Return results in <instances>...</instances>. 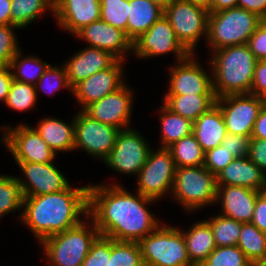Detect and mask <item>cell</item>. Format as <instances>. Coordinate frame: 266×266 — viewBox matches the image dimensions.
<instances>
[{
	"label": "cell",
	"mask_w": 266,
	"mask_h": 266,
	"mask_svg": "<svg viewBox=\"0 0 266 266\" xmlns=\"http://www.w3.org/2000/svg\"><path fill=\"white\" fill-rule=\"evenodd\" d=\"M135 193L118 183L89 185L88 215L100 236L139 242L162 223L148 208L157 200Z\"/></svg>",
	"instance_id": "cell-1"
},
{
	"label": "cell",
	"mask_w": 266,
	"mask_h": 266,
	"mask_svg": "<svg viewBox=\"0 0 266 266\" xmlns=\"http://www.w3.org/2000/svg\"><path fill=\"white\" fill-rule=\"evenodd\" d=\"M89 186H69L60 192L23 198L21 222L40 244L45 238L64 232L87 219Z\"/></svg>",
	"instance_id": "cell-2"
},
{
	"label": "cell",
	"mask_w": 266,
	"mask_h": 266,
	"mask_svg": "<svg viewBox=\"0 0 266 266\" xmlns=\"http://www.w3.org/2000/svg\"><path fill=\"white\" fill-rule=\"evenodd\" d=\"M257 59L247 44L227 46L212 52V71L216 98L230 94H250Z\"/></svg>",
	"instance_id": "cell-3"
},
{
	"label": "cell",
	"mask_w": 266,
	"mask_h": 266,
	"mask_svg": "<svg viewBox=\"0 0 266 266\" xmlns=\"http://www.w3.org/2000/svg\"><path fill=\"white\" fill-rule=\"evenodd\" d=\"M88 218L87 222L82 220L78 225L47 237L40 243L44 256L49 262L46 264L49 266L82 265L92 244L100 236L93 219L89 215Z\"/></svg>",
	"instance_id": "cell-4"
},
{
	"label": "cell",
	"mask_w": 266,
	"mask_h": 266,
	"mask_svg": "<svg viewBox=\"0 0 266 266\" xmlns=\"http://www.w3.org/2000/svg\"><path fill=\"white\" fill-rule=\"evenodd\" d=\"M262 21L256 13L238 7L210 12L205 41L211 53L223 47L247 44Z\"/></svg>",
	"instance_id": "cell-5"
},
{
	"label": "cell",
	"mask_w": 266,
	"mask_h": 266,
	"mask_svg": "<svg viewBox=\"0 0 266 266\" xmlns=\"http://www.w3.org/2000/svg\"><path fill=\"white\" fill-rule=\"evenodd\" d=\"M217 179L204 165L176 168L171 197L186 213L216 205Z\"/></svg>",
	"instance_id": "cell-6"
},
{
	"label": "cell",
	"mask_w": 266,
	"mask_h": 266,
	"mask_svg": "<svg viewBox=\"0 0 266 266\" xmlns=\"http://www.w3.org/2000/svg\"><path fill=\"white\" fill-rule=\"evenodd\" d=\"M162 224L138 242L144 266H194L180 228Z\"/></svg>",
	"instance_id": "cell-7"
},
{
	"label": "cell",
	"mask_w": 266,
	"mask_h": 266,
	"mask_svg": "<svg viewBox=\"0 0 266 266\" xmlns=\"http://www.w3.org/2000/svg\"><path fill=\"white\" fill-rule=\"evenodd\" d=\"M209 14L207 8L187 0H173L164 9L179 42L191 54L196 53L200 38H207Z\"/></svg>",
	"instance_id": "cell-8"
},
{
	"label": "cell",
	"mask_w": 266,
	"mask_h": 266,
	"mask_svg": "<svg viewBox=\"0 0 266 266\" xmlns=\"http://www.w3.org/2000/svg\"><path fill=\"white\" fill-rule=\"evenodd\" d=\"M176 166L167 148L151 149L145 165L137 174L136 191L154 200L172 192Z\"/></svg>",
	"instance_id": "cell-9"
},
{
	"label": "cell",
	"mask_w": 266,
	"mask_h": 266,
	"mask_svg": "<svg viewBox=\"0 0 266 266\" xmlns=\"http://www.w3.org/2000/svg\"><path fill=\"white\" fill-rule=\"evenodd\" d=\"M1 128L4 132L0 145L3 142L16 163H49L56 159V154L33 127L21 123Z\"/></svg>",
	"instance_id": "cell-10"
},
{
	"label": "cell",
	"mask_w": 266,
	"mask_h": 266,
	"mask_svg": "<svg viewBox=\"0 0 266 266\" xmlns=\"http://www.w3.org/2000/svg\"><path fill=\"white\" fill-rule=\"evenodd\" d=\"M151 149L148 140L137 129H122L103 163L120 174L137 176L145 165Z\"/></svg>",
	"instance_id": "cell-11"
},
{
	"label": "cell",
	"mask_w": 266,
	"mask_h": 266,
	"mask_svg": "<svg viewBox=\"0 0 266 266\" xmlns=\"http://www.w3.org/2000/svg\"><path fill=\"white\" fill-rule=\"evenodd\" d=\"M74 129L75 150H84L87 155L99 158L102 162L113 149L120 132L116 127L92 119L83 110L74 116Z\"/></svg>",
	"instance_id": "cell-12"
},
{
	"label": "cell",
	"mask_w": 266,
	"mask_h": 266,
	"mask_svg": "<svg viewBox=\"0 0 266 266\" xmlns=\"http://www.w3.org/2000/svg\"><path fill=\"white\" fill-rule=\"evenodd\" d=\"M266 99L252 94H230L216 99L227 133L251 137Z\"/></svg>",
	"instance_id": "cell-13"
},
{
	"label": "cell",
	"mask_w": 266,
	"mask_h": 266,
	"mask_svg": "<svg viewBox=\"0 0 266 266\" xmlns=\"http://www.w3.org/2000/svg\"><path fill=\"white\" fill-rule=\"evenodd\" d=\"M171 52L177 62L191 54L179 42L175 31L164 15L133 42L132 54L137 58H152Z\"/></svg>",
	"instance_id": "cell-14"
},
{
	"label": "cell",
	"mask_w": 266,
	"mask_h": 266,
	"mask_svg": "<svg viewBox=\"0 0 266 266\" xmlns=\"http://www.w3.org/2000/svg\"><path fill=\"white\" fill-rule=\"evenodd\" d=\"M194 56L195 53L190 54L169 67L170 80L166 95L215 94L212 73L205 71Z\"/></svg>",
	"instance_id": "cell-15"
},
{
	"label": "cell",
	"mask_w": 266,
	"mask_h": 266,
	"mask_svg": "<svg viewBox=\"0 0 266 266\" xmlns=\"http://www.w3.org/2000/svg\"><path fill=\"white\" fill-rule=\"evenodd\" d=\"M16 164H18L25 177V179L23 177H16L20 183L23 197L56 193L70 186V182L55 166L54 162Z\"/></svg>",
	"instance_id": "cell-16"
},
{
	"label": "cell",
	"mask_w": 266,
	"mask_h": 266,
	"mask_svg": "<svg viewBox=\"0 0 266 266\" xmlns=\"http://www.w3.org/2000/svg\"><path fill=\"white\" fill-rule=\"evenodd\" d=\"M125 83L117 91L91 103L83 111L92 119L120 130L130 126L133 108V90Z\"/></svg>",
	"instance_id": "cell-17"
},
{
	"label": "cell",
	"mask_w": 266,
	"mask_h": 266,
	"mask_svg": "<svg viewBox=\"0 0 266 266\" xmlns=\"http://www.w3.org/2000/svg\"><path fill=\"white\" fill-rule=\"evenodd\" d=\"M124 62L117 60L111 67L94 73L72 88V95L82 107L81 110L117 91L125 84Z\"/></svg>",
	"instance_id": "cell-18"
},
{
	"label": "cell",
	"mask_w": 266,
	"mask_h": 266,
	"mask_svg": "<svg viewBox=\"0 0 266 266\" xmlns=\"http://www.w3.org/2000/svg\"><path fill=\"white\" fill-rule=\"evenodd\" d=\"M75 37L84 40L88 46L111 53L121 61H125L130 51L133 52V42L126 33L102 20L85 26Z\"/></svg>",
	"instance_id": "cell-19"
},
{
	"label": "cell",
	"mask_w": 266,
	"mask_h": 266,
	"mask_svg": "<svg viewBox=\"0 0 266 266\" xmlns=\"http://www.w3.org/2000/svg\"><path fill=\"white\" fill-rule=\"evenodd\" d=\"M100 0H54L56 23L74 36L85 26L100 20Z\"/></svg>",
	"instance_id": "cell-20"
},
{
	"label": "cell",
	"mask_w": 266,
	"mask_h": 266,
	"mask_svg": "<svg viewBox=\"0 0 266 266\" xmlns=\"http://www.w3.org/2000/svg\"><path fill=\"white\" fill-rule=\"evenodd\" d=\"M85 47L79 52L77 51L63 64L68 82L72 88L94 73L111 67L118 60L111 53L102 49L91 46Z\"/></svg>",
	"instance_id": "cell-21"
},
{
	"label": "cell",
	"mask_w": 266,
	"mask_h": 266,
	"mask_svg": "<svg viewBox=\"0 0 266 266\" xmlns=\"http://www.w3.org/2000/svg\"><path fill=\"white\" fill-rule=\"evenodd\" d=\"M260 192L241 186H218L215 204L222 206L220 215L242 223L251 222Z\"/></svg>",
	"instance_id": "cell-22"
},
{
	"label": "cell",
	"mask_w": 266,
	"mask_h": 266,
	"mask_svg": "<svg viewBox=\"0 0 266 266\" xmlns=\"http://www.w3.org/2000/svg\"><path fill=\"white\" fill-rule=\"evenodd\" d=\"M216 179L217 186H241L266 191V174L248 156L235 158Z\"/></svg>",
	"instance_id": "cell-23"
},
{
	"label": "cell",
	"mask_w": 266,
	"mask_h": 266,
	"mask_svg": "<svg viewBox=\"0 0 266 266\" xmlns=\"http://www.w3.org/2000/svg\"><path fill=\"white\" fill-rule=\"evenodd\" d=\"M193 134L205 153L222 144L228 133L220 107L217 104L193 122Z\"/></svg>",
	"instance_id": "cell-24"
},
{
	"label": "cell",
	"mask_w": 266,
	"mask_h": 266,
	"mask_svg": "<svg viewBox=\"0 0 266 266\" xmlns=\"http://www.w3.org/2000/svg\"><path fill=\"white\" fill-rule=\"evenodd\" d=\"M33 128L56 155L58 152L75 150L74 118L68 124L63 120L48 116L39 121L37 128Z\"/></svg>",
	"instance_id": "cell-25"
},
{
	"label": "cell",
	"mask_w": 266,
	"mask_h": 266,
	"mask_svg": "<svg viewBox=\"0 0 266 266\" xmlns=\"http://www.w3.org/2000/svg\"><path fill=\"white\" fill-rule=\"evenodd\" d=\"M180 230L191 263L200 266L216 248L210 224L203 219L194 222L187 231Z\"/></svg>",
	"instance_id": "cell-26"
},
{
	"label": "cell",
	"mask_w": 266,
	"mask_h": 266,
	"mask_svg": "<svg viewBox=\"0 0 266 266\" xmlns=\"http://www.w3.org/2000/svg\"><path fill=\"white\" fill-rule=\"evenodd\" d=\"M162 15L164 10L150 0H129L127 37L134 42Z\"/></svg>",
	"instance_id": "cell-27"
},
{
	"label": "cell",
	"mask_w": 266,
	"mask_h": 266,
	"mask_svg": "<svg viewBox=\"0 0 266 266\" xmlns=\"http://www.w3.org/2000/svg\"><path fill=\"white\" fill-rule=\"evenodd\" d=\"M215 94L164 95L163 103L173 112L194 122L216 104Z\"/></svg>",
	"instance_id": "cell-28"
},
{
	"label": "cell",
	"mask_w": 266,
	"mask_h": 266,
	"mask_svg": "<svg viewBox=\"0 0 266 266\" xmlns=\"http://www.w3.org/2000/svg\"><path fill=\"white\" fill-rule=\"evenodd\" d=\"M160 107V148H167L174 142L193 133L192 121L173 112L164 103Z\"/></svg>",
	"instance_id": "cell-29"
},
{
	"label": "cell",
	"mask_w": 266,
	"mask_h": 266,
	"mask_svg": "<svg viewBox=\"0 0 266 266\" xmlns=\"http://www.w3.org/2000/svg\"><path fill=\"white\" fill-rule=\"evenodd\" d=\"M237 246L254 266H259L266 259V233L251 222L242 223Z\"/></svg>",
	"instance_id": "cell-30"
},
{
	"label": "cell",
	"mask_w": 266,
	"mask_h": 266,
	"mask_svg": "<svg viewBox=\"0 0 266 266\" xmlns=\"http://www.w3.org/2000/svg\"><path fill=\"white\" fill-rule=\"evenodd\" d=\"M11 25L26 28L34 20L51 11L54 15V0H11Z\"/></svg>",
	"instance_id": "cell-31"
},
{
	"label": "cell",
	"mask_w": 266,
	"mask_h": 266,
	"mask_svg": "<svg viewBox=\"0 0 266 266\" xmlns=\"http://www.w3.org/2000/svg\"><path fill=\"white\" fill-rule=\"evenodd\" d=\"M167 149L173 157L176 168L204 165L205 152L193 133L174 142Z\"/></svg>",
	"instance_id": "cell-32"
},
{
	"label": "cell",
	"mask_w": 266,
	"mask_h": 266,
	"mask_svg": "<svg viewBox=\"0 0 266 266\" xmlns=\"http://www.w3.org/2000/svg\"><path fill=\"white\" fill-rule=\"evenodd\" d=\"M22 49L12 58L10 68L13 79L31 85H35L43 73L49 67V63L41 61L37 56H22Z\"/></svg>",
	"instance_id": "cell-33"
},
{
	"label": "cell",
	"mask_w": 266,
	"mask_h": 266,
	"mask_svg": "<svg viewBox=\"0 0 266 266\" xmlns=\"http://www.w3.org/2000/svg\"><path fill=\"white\" fill-rule=\"evenodd\" d=\"M210 224L216 247L237 245L242 222L220 214L206 219Z\"/></svg>",
	"instance_id": "cell-34"
},
{
	"label": "cell",
	"mask_w": 266,
	"mask_h": 266,
	"mask_svg": "<svg viewBox=\"0 0 266 266\" xmlns=\"http://www.w3.org/2000/svg\"><path fill=\"white\" fill-rule=\"evenodd\" d=\"M23 194L16 176L0 174V217L21 210Z\"/></svg>",
	"instance_id": "cell-35"
},
{
	"label": "cell",
	"mask_w": 266,
	"mask_h": 266,
	"mask_svg": "<svg viewBox=\"0 0 266 266\" xmlns=\"http://www.w3.org/2000/svg\"><path fill=\"white\" fill-rule=\"evenodd\" d=\"M37 99L34 85L21 83L13 79L4 103L10 109L22 112L34 109Z\"/></svg>",
	"instance_id": "cell-36"
},
{
	"label": "cell",
	"mask_w": 266,
	"mask_h": 266,
	"mask_svg": "<svg viewBox=\"0 0 266 266\" xmlns=\"http://www.w3.org/2000/svg\"><path fill=\"white\" fill-rule=\"evenodd\" d=\"M109 266H144L139 243L111 239Z\"/></svg>",
	"instance_id": "cell-37"
},
{
	"label": "cell",
	"mask_w": 266,
	"mask_h": 266,
	"mask_svg": "<svg viewBox=\"0 0 266 266\" xmlns=\"http://www.w3.org/2000/svg\"><path fill=\"white\" fill-rule=\"evenodd\" d=\"M200 266H254L237 246L216 247Z\"/></svg>",
	"instance_id": "cell-38"
},
{
	"label": "cell",
	"mask_w": 266,
	"mask_h": 266,
	"mask_svg": "<svg viewBox=\"0 0 266 266\" xmlns=\"http://www.w3.org/2000/svg\"><path fill=\"white\" fill-rule=\"evenodd\" d=\"M100 20L124 31L127 35L129 0H100Z\"/></svg>",
	"instance_id": "cell-39"
},
{
	"label": "cell",
	"mask_w": 266,
	"mask_h": 266,
	"mask_svg": "<svg viewBox=\"0 0 266 266\" xmlns=\"http://www.w3.org/2000/svg\"><path fill=\"white\" fill-rule=\"evenodd\" d=\"M34 86L37 97L38 93H40V90L50 94V96L52 94L54 95V93L57 90L59 91L61 88H66L67 90L71 91L70 93H72V87L68 82L65 67L63 65L61 67L57 66L56 64L55 66L50 64Z\"/></svg>",
	"instance_id": "cell-40"
},
{
	"label": "cell",
	"mask_w": 266,
	"mask_h": 266,
	"mask_svg": "<svg viewBox=\"0 0 266 266\" xmlns=\"http://www.w3.org/2000/svg\"><path fill=\"white\" fill-rule=\"evenodd\" d=\"M14 25H0V67L10 66L12 58L21 49L14 30Z\"/></svg>",
	"instance_id": "cell-41"
},
{
	"label": "cell",
	"mask_w": 266,
	"mask_h": 266,
	"mask_svg": "<svg viewBox=\"0 0 266 266\" xmlns=\"http://www.w3.org/2000/svg\"><path fill=\"white\" fill-rule=\"evenodd\" d=\"M110 257L111 239L99 236L81 266H109Z\"/></svg>",
	"instance_id": "cell-42"
},
{
	"label": "cell",
	"mask_w": 266,
	"mask_h": 266,
	"mask_svg": "<svg viewBox=\"0 0 266 266\" xmlns=\"http://www.w3.org/2000/svg\"><path fill=\"white\" fill-rule=\"evenodd\" d=\"M234 156L222 145L205 153L204 167L213 175L217 176L233 160Z\"/></svg>",
	"instance_id": "cell-43"
},
{
	"label": "cell",
	"mask_w": 266,
	"mask_h": 266,
	"mask_svg": "<svg viewBox=\"0 0 266 266\" xmlns=\"http://www.w3.org/2000/svg\"><path fill=\"white\" fill-rule=\"evenodd\" d=\"M251 137L228 133L222 141V146L226 148L234 158L248 156Z\"/></svg>",
	"instance_id": "cell-44"
},
{
	"label": "cell",
	"mask_w": 266,
	"mask_h": 266,
	"mask_svg": "<svg viewBox=\"0 0 266 266\" xmlns=\"http://www.w3.org/2000/svg\"><path fill=\"white\" fill-rule=\"evenodd\" d=\"M247 46L257 60H266V20L256 28L248 39Z\"/></svg>",
	"instance_id": "cell-45"
},
{
	"label": "cell",
	"mask_w": 266,
	"mask_h": 266,
	"mask_svg": "<svg viewBox=\"0 0 266 266\" xmlns=\"http://www.w3.org/2000/svg\"><path fill=\"white\" fill-rule=\"evenodd\" d=\"M250 94L266 99V60H257Z\"/></svg>",
	"instance_id": "cell-46"
},
{
	"label": "cell",
	"mask_w": 266,
	"mask_h": 266,
	"mask_svg": "<svg viewBox=\"0 0 266 266\" xmlns=\"http://www.w3.org/2000/svg\"><path fill=\"white\" fill-rule=\"evenodd\" d=\"M248 157L266 174V139H251Z\"/></svg>",
	"instance_id": "cell-47"
},
{
	"label": "cell",
	"mask_w": 266,
	"mask_h": 266,
	"mask_svg": "<svg viewBox=\"0 0 266 266\" xmlns=\"http://www.w3.org/2000/svg\"><path fill=\"white\" fill-rule=\"evenodd\" d=\"M251 223L266 233V191H261L257 196Z\"/></svg>",
	"instance_id": "cell-48"
},
{
	"label": "cell",
	"mask_w": 266,
	"mask_h": 266,
	"mask_svg": "<svg viewBox=\"0 0 266 266\" xmlns=\"http://www.w3.org/2000/svg\"><path fill=\"white\" fill-rule=\"evenodd\" d=\"M236 7L256 13L263 20H266V0H238Z\"/></svg>",
	"instance_id": "cell-49"
},
{
	"label": "cell",
	"mask_w": 266,
	"mask_h": 266,
	"mask_svg": "<svg viewBox=\"0 0 266 266\" xmlns=\"http://www.w3.org/2000/svg\"><path fill=\"white\" fill-rule=\"evenodd\" d=\"M12 81L13 75L10 66L0 67V102H5Z\"/></svg>",
	"instance_id": "cell-50"
},
{
	"label": "cell",
	"mask_w": 266,
	"mask_h": 266,
	"mask_svg": "<svg viewBox=\"0 0 266 266\" xmlns=\"http://www.w3.org/2000/svg\"><path fill=\"white\" fill-rule=\"evenodd\" d=\"M251 139H266V103L263 105L255 121Z\"/></svg>",
	"instance_id": "cell-51"
},
{
	"label": "cell",
	"mask_w": 266,
	"mask_h": 266,
	"mask_svg": "<svg viewBox=\"0 0 266 266\" xmlns=\"http://www.w3.org/2000/svg\"><path fill=\"white\" fill-rule=\"evenodd\" d=\"M11 0H0V25H11Z\"/></svg>",
	"instance_id": "cell-52"
},
{
	"label": "cell",
	"mask_w": 266,
	"mask_h": 266,
	"mask_svg": "<svg viewBox=\"0 0 266 266\" xmlns=\"http://www.w3.org/2000/svg\"><path fill=\"white\" fill-rule=\"evenodd\" d=\"M238 0H213L209 12H219L222 10L235 8Z\"/></svg>",
	"instance_id": "cell-53"
},
{
	"label": "cell",
	"mask_w": 266,
	"mask_h": 266,
	"mask_svg": "<svg viewBox=\"0 0 266 266\" xmlns=\"http://www.w3.org/2000/svg\"><path fill=\"white\" fill-rule=\"evenodd\" d=\"M187 1H190L193 4H197V5H200V6H203L207 9H209L211 7L213 0H187Z\"/></svg>",
	"instance_id": "cell-54"
},
{
	"label": "cell",
	"mask_w": 266,
	"mask_h": 266,
	"mask_svg": "<svg viewBox=\"0 0 266 266\" xmlns=\"http://www.w3.org/2000/svg\"><path fill=\"white\" fill-rule=\"evenodd\" d=\"M150 1L164 10L173 0H150Z\"/></svg>",
	"instance_id": "cell-55"
},
{
	"label": "cell",
	"mask_w": 266,
	"mask_h": 266,
	"mask_svg": "<svg viewBox=\"0 0 266 266\" xmlns=\"http://www.w3.org/2000/svg\"><path fill=\"white\" fill-rule=\"evenodd\" d=\"M259 266H266V259Z\"/></svg>",
	"instance_id": "cell-56"
}]
</instances>
